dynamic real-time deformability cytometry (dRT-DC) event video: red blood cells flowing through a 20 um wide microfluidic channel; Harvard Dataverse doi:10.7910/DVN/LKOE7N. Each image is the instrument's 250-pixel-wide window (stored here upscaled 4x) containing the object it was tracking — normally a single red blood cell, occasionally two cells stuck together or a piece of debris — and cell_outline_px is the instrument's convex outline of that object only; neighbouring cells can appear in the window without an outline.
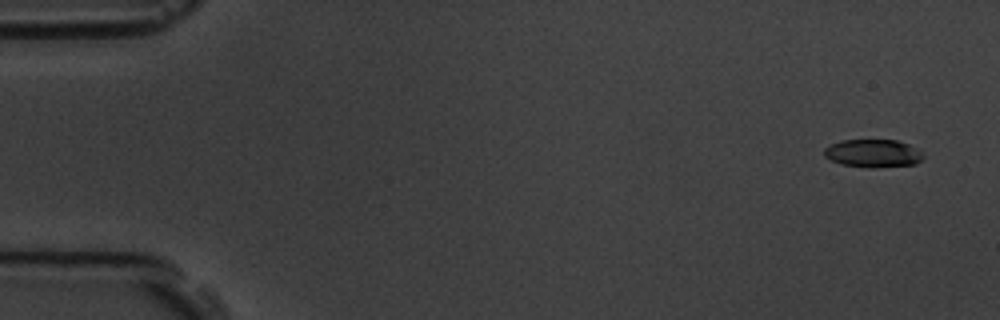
{"species": "common noctule bat (a hibernating species)", "species_latin": "Nyctalus noctula", "temperature_condition": "room temperature", "stored_images_in_passage": 4, "camera_frame_rate_fps": 3000, "um_per_image_px": 0.085, "animal": {"sex": "male", "body_mass_g": 19.5, "forearm_length_mm": 54.6}, "frame": {"image": 1, "passage_image": 1, "time_ms": 0.0, "image_size_px": [1000, 320], "cell_outline_px": [[924, 156], [916, 164], [868, 168], [840, 164], [824, 156], [824, 148], [840, 140], [896, 140], [908, 144], [916, 148]], "centroid_in_image_um": [74.19, 13.03], "position_along_channel_um": 10.8, "area_um2": 16.07}}
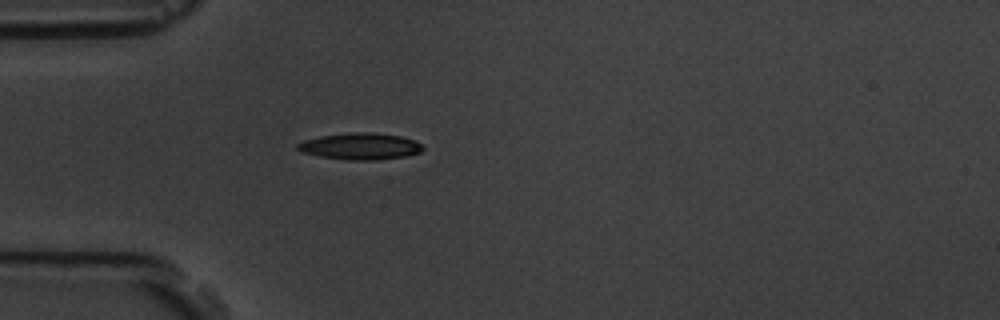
{"frame": {"image": 2, "passage_image": 4, "time_ms": 4.667, "image_size_px": [1000, 320], "cell_outline_px": [[424, 148], [420, 152], [404, 156], [376, 160], [348, 160], [320, 156], [300, 152], [296, 148], [296, 144], [304, 140], [320, 136], [352, 132], [372, 132], [400, 136], [416, 140]], "centroid_in_image_um": [30.6, 12.43], "position_along_channel_um": 54.4, "area_um2": 19.42}}